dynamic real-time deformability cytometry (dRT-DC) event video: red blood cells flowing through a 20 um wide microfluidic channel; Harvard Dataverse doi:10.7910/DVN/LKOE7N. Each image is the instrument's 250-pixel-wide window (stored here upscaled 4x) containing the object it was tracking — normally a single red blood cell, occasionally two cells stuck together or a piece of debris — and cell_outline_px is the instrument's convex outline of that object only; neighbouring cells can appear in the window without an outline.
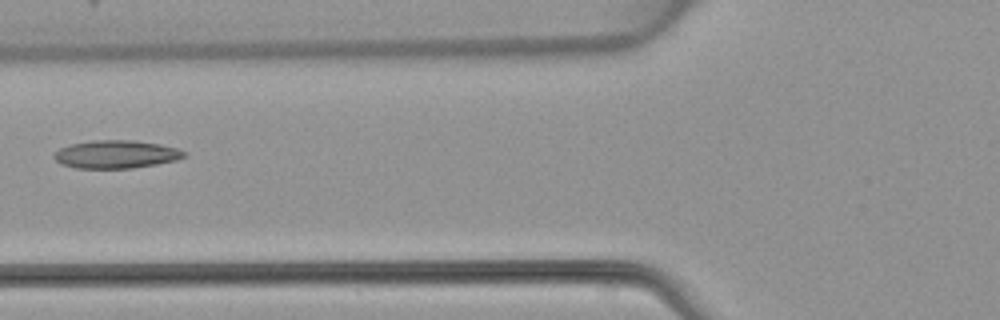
{"species": "common noctule bat (a hibernating species)", "species_latin": "Nyctalus noctula", "temperature_condition": "warm", "stored_images_in_passage": 4, "camera_frame_rate_fps": 3000, "um_per_image_px": 0.085, "animal": {"sex": "female", "body_mass_g": 22.7, "forearm_length_mm": 54.2}, "frame": {"image": 1, "passage_image": 4, "time_ms": 3.667, "image_size_px": [1000, 320], "cell_outline_px": [[188, 156], [176, 160], [156, 164], [132, 168], [76, 168], [60, 164], [52, 156], [60, 148], [72, 144], [92, 140], [136, 140], [160, 144], [176, 148], [188, 152]], "centroid_in_image_um": [9.9, 13.11], "position_along_channel_um": 115.9, "area_um2": 21.33}}